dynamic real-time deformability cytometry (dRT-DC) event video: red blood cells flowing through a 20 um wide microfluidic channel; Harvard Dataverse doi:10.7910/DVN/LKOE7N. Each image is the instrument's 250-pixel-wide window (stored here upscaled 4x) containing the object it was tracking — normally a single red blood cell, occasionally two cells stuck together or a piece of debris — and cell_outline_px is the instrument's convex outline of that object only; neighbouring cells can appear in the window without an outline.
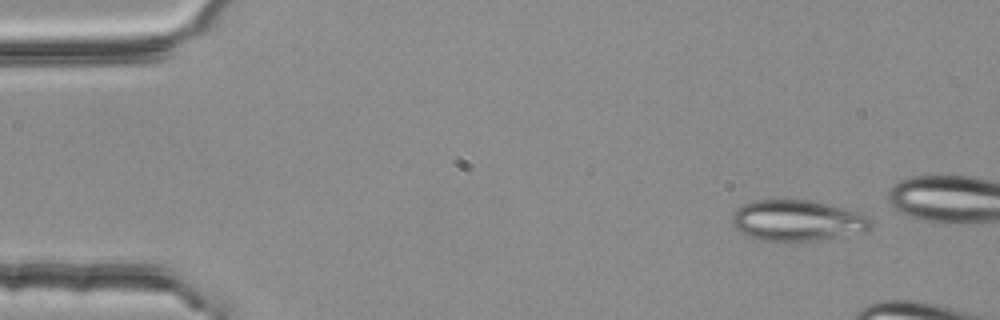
{"species": "common noctule bat (a hibernating species)", "species_latin": "Nyctalus noctula", "temperature_condition": "room temperature", "stored_images_in_passage": 3, "camera_frame_rate_fps": 3000, "um_per_image_px": 0.085, "animal": {"sex": "female", "body_mass_g": 25.1}, "frame": {"image": 1, "passage_image": 1, "time_ms": 0.0, "image_size_px": [1000, 320], "cell_outline_px": [[872, 228], [868, 232], [816, 240], [764, 240], [748, 236], [740, 232], [732, 224], [732, 216], [736, 208], [752, 200], [808, 200], [828, 204], [868, 216], [872, 220]], "centroid_in_image_um": [67.78, 18.74], "position_along_channel_um": 17.2, "area_um2": 32.89}}